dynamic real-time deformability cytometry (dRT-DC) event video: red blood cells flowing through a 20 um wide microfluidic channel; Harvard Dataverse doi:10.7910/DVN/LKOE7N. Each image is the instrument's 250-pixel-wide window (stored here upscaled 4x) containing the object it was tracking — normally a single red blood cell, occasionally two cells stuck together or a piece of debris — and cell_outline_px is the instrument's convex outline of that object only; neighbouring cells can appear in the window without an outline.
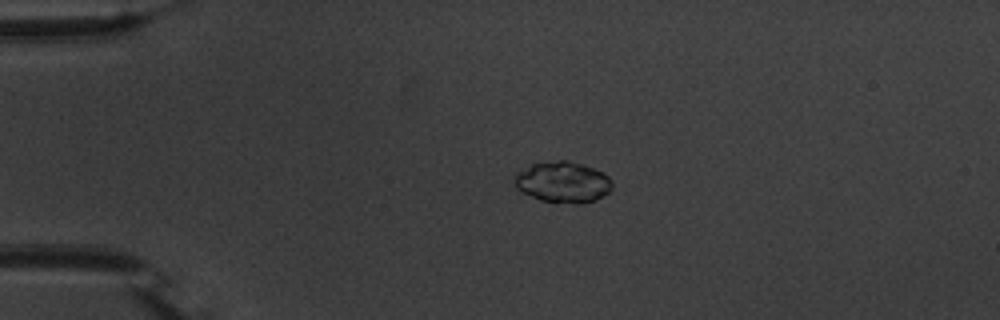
{"species": "common noctule bat (a hibernating species)", "species_latin": "Nyctalus noctula", "temperature_condition": "warm", "stored_images_in_passage": 55, "camera_frame_rate_fps": 3000, "um_per_image_px": 0.085, "animal": {"sex": "male", "body_mass_g": 20.1, "forearm_length_mm": 53.5}, "frame": {"image": 1, "passage_image": 13, "time_ms": 4.0, "image_size_px": [1000, 320], "cell_outline_px": [[612, 188], [608, 192], [596, 200], [584, 204], [576, 204], [540, 200], [516, 188], [512, 180], [520, 172], [532, 164], [556, 160], [568, 160], [604, 172], [612, 180]], "centroid_in_image_um": [47.88, 15.49], "position_along_channel_um": 37.1, "area_um2": 23.24}}
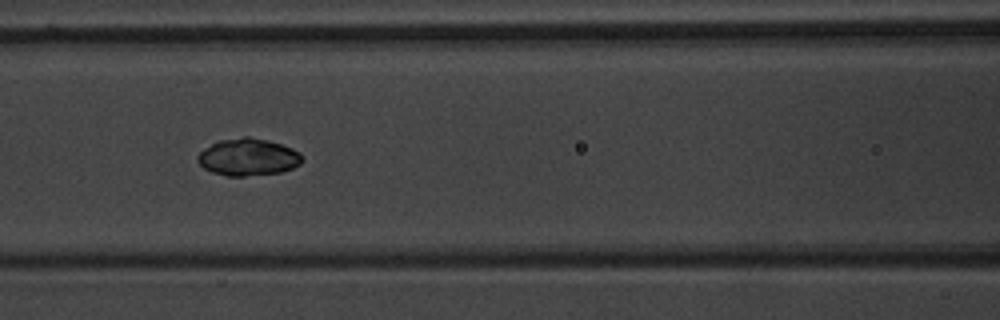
{"frame": {"image": 2, "passage_image": 25, "time_ms": 8.0, "image_size_px": [1000, 320], "cell_outline_px": [[304, 160], [300, 164], [292, 168], [280, 172], [244, 176], [228, 176], [212, 172], [204, 168], [196, 160], [196, 156], [204, 148], [216, 140], [244, 136], [248, 136], [268, 140], [292, 148], [300, 152], [304, 156]], "centroid_in_image_um": [21.08, 13.34], "position_along_channel_um": 145.5, "area_um2": 22.89}}
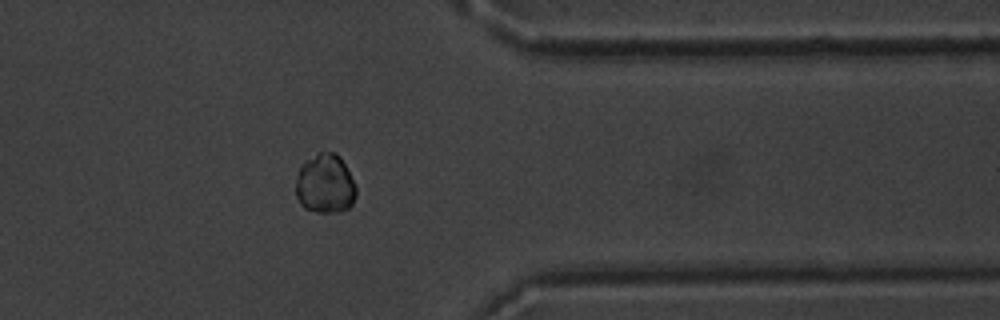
{"frame": {"image": 3, "passage_image": 45, "time_ms": 14.667, "image_size_px": [1000, 320], "cell_outline_px": [[356, 196], [352, 204], [348, 208], [340, 212], [316, 212], [304, 208], [300, 204], [296, 196], [296, 180], [300, 164], [304, 160], [320, 152], [336, 152], [340, 156], [356, 188]], "centroid_in_image_um": [27.61, 15.63], "position_along_channel_um": 383.8, "area_um2": 20.98}, "authors_computed_cell_mechanics": {"area_um2": 22.3108, "velocity_mm_per_s": 3.7058, "shape_relaxation_time_tau1_ms": 3.2515, "shape_relaxation_time_tau2_ms": null, "deformation_change_tau1": 0.1403, "deformation_change_tau2": null}}